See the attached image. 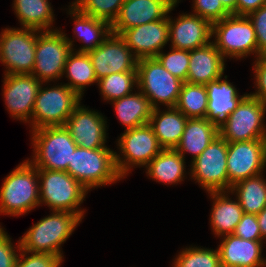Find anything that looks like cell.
I'll use <instances>...</instances> for the list:
<instances>
[{
	"mask_svg": "<svg viewBox=\"0 0 266 267\" xmlns=\"http://www.w3.org/2000/svg\"><path fill=\"white\" fill-rule=\"evenodd\" d=\"M81 218L68 211H52L51 215L39 220L20 238L21 250L49 253L60 256V246L70 237Z\"/></svg>",
	"mask_w": 266,
	"mask_h": 267,
	"instance_id": "obj_1",
	"label": "cell"
},
{
	"mask_svg": "<svg viewBox=\"0 0 266 267\" xmlns=\"http://www.w3.org/2000/svg\"><path fill=\"white\" fill-rule=\"evenodd\" d=\"M38 169L29 159L4 179L0 189V213L23 215L40 205Z\"/></svg>",
	"mask_w": 266,
	"mask_h": 267,
	"instance_id": "obj_2",
	"label": "cell"
},
{
	"mask_svg": "<svg viewBox=\"0 0 266 267\" xmlns=\"http://www.w3.org/2000/svg\"><path fill=\"white\" fill-rule=\"evenodd\" d=\"M115 153L109 148L86 149L77 146L66 171L89 191L109 185L122 178L115 164Z\"/></svg>",
	"mask_w": 266,
	"mask_h": 267,
	"instance_id": "obj_3",
	"label": "cell"
},
{
	"mask_svg": "<svg viewBox=\"0 0 266 267\" xmlns=\"http://www.w3.org/2000/svg\"><path fill=\"white\" fill-rule=\"evenodd\" d=\"M40 204L51 211H68L83 219L84 210L78 209L88 190L67 171L38 169Z\"/></svg>",
	"mask_w": 266,
	"mask_h": 267,
	"instance_id": "obj_4",
	"label": "cell"
},
{
	"mask_svg": "<svg viewBox=\"0 0 266 267\" xmlns=\"http://www.w3.org/2000/svg\"><path fill=\"white\" fill-rule=\"evenodd\" d=\"M33 160L37 169L66 171L77 145L65 126L32 130Z\"/></svg>",
	"mask_w": 266,
	"mask_h": 267,
	"instance_id": "obj_5",
	"label": "cell"
},
{
	"mask_svg": "<svg viewBox=\"0 0 266 267\" xmlns=\"http://www.w3.org/2000/svg\"><path fill=\"white\" fill-rule=\"evenodd\" d=\"M265 112L266 102L247 94L218 126L219 136L227 142L266 139Z\"/></svg>",
	"mask_w": 266,
	"mask_h": 267,
	"instance_id": "obj_6",
	"label": "cell"
},
{
	"mask_svg": "<svg viewBox=\"0 0 266 267\" xmlns=\"http://www.w3.org/2000/svg\"><path fill=\"white\" fill-rule=\"evenodd\" d=\"M137 89L148 99L153 109L159 103L175 107L183 81L167 71L156 57L142 58L137 62Z\"/></svg>",
	"mask_w": 266,
	"mask_h": 267,
	"instance_id": "obj_7",
	"label": "cell"
},
{
	"mask_svg": "<svg viewBox=\"0 0 266 267\" xmlns=\"http://www.w3.org/2000/svg\"><path fill=\"white\" fill-rule=\"evenodd\" d=\"M211 37H215L212 43L224 59L229 56L240 59L251 53L258 58L256 33L247 16L231 14L213 23Z\"/></svg>",
	"mask_w": 266,
	"mask_h": 267,
	"instance_id": "obj_8",
	"label": "cell"
},
{
	"mask_svg": "<svg viewBox=\"0 0 266 267\" xmlns=\"http://www.w3.org/2000/svg\"><path fill=\"white\" fill-rule=\"evenodd\" d=\"M81 97L66 84L50 88L40 86L30 120L32 130L64 126L80 103Z\"/></svg>",
	"mask_w": 266,
	"mask_h": 267,
	"instance_id": "obj_9",
	"label": "cell"
},
{
	"mask_svg": "<svg viewBox=\"0 0 266 267\" xmlns=\"http://www.w3.org/2000/svg\"><path fill=\"white\" fill-rule=\"evenodd\" d=\"M73 40L58 29L40 31L37 35L35 65L31 75L42 83L63 76L69 53L74 49Z\"/></svg>",
	"mask_w": 266,
	"mask_h": 267,
	"instance_id": "obj_10",
	"label": "cell"
},
{
	"mask_svg": "<svg viewBox=\"0 0 266 267\" xmlns=\"http://www.w3.org/2000/svg\"><path fill=\"white\" fill-rule=\"evenodd\" d=\"M32 28H6L0 34V61L5 75L31 74L35 65L37 35Z\"/></svg>",
	"mask_w": 266,
	"mask_h": 267,
	"instance_id": "obj_11",
	"label": "cell"
},
{
	"mask_svg": "<svg viewBox=\"0 0 266 267\" xmlns=\"http://www.w3.org/2000/svg\"><path fill=\"white\" fill-rule=\"evenodd\" d=\"M118 146L123 158L115 153V164L122 179L134 165L146 167L163 149L149 124L125 130Z\"/></svg>",
	"mask_w": 266,
	"mask_h": 267,
	"instance_id": "obj_12",
	"label": "cell"
},
{
	"mask_svg": "<svg viewBox=\"0 0 266 267\" xmlns=\"http://www.w3.org/2000/svg\"><path fill=\"white\" fill-rule=\"evenodd\" d=\"M227 152L228 142L218 136L191 161V178L207 192L225 190L229 192Z\"/></svg>",
	"mask_w": 266,
	"mask_h": 267,
	"instance_id": "obj_13",
	"label": "cell"
},
{
	"mask_svg": "<svg viewBox=\"0 0 266 267\" xmlns=\"http://www.w3.org/2000/svg\"><path fill=\"white\" fill-rule=\"evenodd\" d=\"M229 191L239 181L263 174L266 166V139L228 142Z\"/></svg>",
	"mask_w": 266,
	"mask_h": 267,
	"instance_id": "obj_14",
	"label": "cell"
},
{
	"mask_svg": "<svg viewBox=\"0 0 266 267\" xmlns=\"http://www.w3.org/2000/svg\"><path fill=\"white\" fill-rule=\"evenodd\" d=\"M88 54L97 80L110 74L137 72L138 59L118 34L111 32L100 46Z\"/></svg>",
	"mask_w": 266,
	"mask_h": 267,
	"instance_id": "obj_15",
	"label": "cell"
},
{
	"mask_svg": "<svg viewBox=\"0 0 266 267\" xmlns=\"http://www.w3.org/2000/svg\"><path fill=\"white\" fill-rule=\"evenodd\" d=\"M41 85L43 83L31 74L4 76V101L12 117L24 122L30 121L35 99Z\"/></svg>",
	"mask_w": 266,
	"mask_h": 267,
	"instance_id": "obj_16",
	"label": "cell"
},
{
	"mask_svg": "<svg viewBox=\"0 0 266 267\" xmlns=\"http://www.w3.org/2000/svg\"><path fill=\"white\" fill-rule=\"evenodd\" d=\"M119 36L138 60L156 57L169 41L168 17L123 30Z\"/></svg>",
	"mask_w": 266,
	"mask_h": 267,
	"instance_id": "obj_17",
	"label": "cell"
},
{
	"mask_svg": "<svg viewBox=\"0 0 266 267\" xmlns=\"http://www.w3.org/2000/svg\"><path fill=\"white\" fill-rule=\"evenodd\" d=\"M178 2L179 0H125L111 24V32L119 35L123 30L163 19Z\"/></svg>",
	"mask_w": 266,
	"mask_h": 267,
	"instance_id": "obj_18",
	"label": "cell"
},
{
	"mask_svg": "<svg viewBox=\"0 0 266 267\" xmlns=\"http://www.w3.org/2000/svg\"><path fill=\"white\" fill-rule=\"evenodd\" d=\"M106 120L96 111H91L80 103L68 117L65 128L77 146L86 149L107 148Z\"/></svg>",
	"mask_w": 266,
	"mask_h": 267,
	"instance_id": "obj_19",
	"label": "cell"
},
{
	"mask_svg": "<svg viewBox=\"0 0 266 267\" xmlns=\"http://www.w3.org/2000/svg\"><path fill=\"white\" fill-rule=\"evenodd\" d=\"M168 21L173 48L191 51L211 42L212 24L196 14H180L176 20L168 16Z\"/></svg>",
	"mask_w": 266,
	"mask_h": 267,
	"instance_id": "obj_20",
	"label": "cell"
},
{
	"mask_svg": "<svg viewBox=\"0 0 266 267\" xmlns=\"http://www.w3.org/2000/svg\"><path fill=\"white\" fill-rule=\"evenodd\" d=\"M219 251L221 266L224 267H264L266 259L262 254V242L246 240L234 234L221 237ZM224 238V239H223Z\"/></svg>",
	"mask_w": 266,
	"mask_h": 267,
	"instance_id": "obj_21",
	"label": "cell"
},
{
	"mask_svg": "<svg viewBox=\"0 0 266 267\" xmlns=\"http://www.w3.org/2000/svg\"><path fill=\"white\" fill-rule=\"evenodd\" d=\"M224 58L212 42L190 51L187 81L192 84L206 85L223 76Z\"/></svg>",
	"mask_w": 266,
	"mask_h": 267,
	"instance_id": "obj_22",
	"label": "cell"
},
{
	"mask_svg": "<svg viewBox=\"0 0 266 267\" xmlns=\"http://www.w3.org/2000/svg\"><path fill=\"white\" fill-rule=\"evenodd\" d=\"M207 83L208 108L206 119L219 126L247 95L239 96L235 86L227 81V75Z\"/></svg>",
	"mask_w": 266,
	"mask_h": 267,
	"instance_id": "obj_23",
	"label": "cell"
},
{
	"mask_svg": "<svg viewBox=\"0 0 266 267\" xmlns=\"http://www.w3.org/2000/svg\"><path fill=\"white\" fill-rule=\"evenodd\" d=\"M187 120L176 107H168L164 112L158 107L152 110L148 124L163 149H175L181 140Z\"/></svg>",
	"mask_w": 266,
	"mask_h": 267,
	"instance_id": "obj_24",
	"label": "cell"
},
{
	"mask_svg": "<svg viewBox=\"0 0 266 267\" xmlns=\"http://www.w3.org/2000/svg\"><path fill=\"white\" fill-rule=\"evenodd\" d=\"M218 136L216 124L206 118H190L186 122L183 135L175 150L184 158V154L189 152L194 160Z\"/></svg>",
	"mask_w": 266,
	"mask_h": 267,
	"instance_id": "obj_25",
	"label": "cell"
},
{
	"mask_svg": "<svg viewBox=\"0 0 266 267\" xmlns=\"http://www.w3.org/2000/svg\"><path fill=\"white\" fill-rule=\"evenodd\" d=\"M214 200L211 209V228L217 237L233 234L236 226L242 219L244 211L240 203L231 200L228 191L208 192Z\"/></svg>",
	"mask_w": 266,
	"mask_h": 267,
	"instance_id": "obj_26",
	"label": "cell"
},
{
	"mask_svg": "<svg viewBox=\"0 0 266 267\" xmlns=\"http://www.w3.org/2000/svg\"><path fill=\"white\" fill-rule=\"evenodd\" d=\"M69 14L74 19V34L77 33L78 40L85 43L77 52L95 50L111 34V24L105 20L83 14L73 5L69 8Z\"/></svg>",
	"mask_w": 266,
	"mask_h": 267,
	"instance_id": "obj_27",
	"label": "cell"
},
{
	"mask_svg": "<svg viewBox=\"0 0 266 267\" xmlns=\"http://www.w3.org/2000/svg\"><path fill=\"white\" fill-rule=\"evenodd\" d=\"M112 101L117 118L126 130L148 124L152 114L149 99L140 91Z\"/></svg>",
	"mask_w": 266,
	"mask_h": 267,
	"instance_id": "obj_28",
	"label": "cell"
},
{
	"mask_svg": "<svg viewBox=\"0 0 266 267\" xmlns=\"http://www.w3.org/2000/svg\"><path fill=\"white\" fill-rule=\"evenodd\" d=\"M184 157L175 149H162L146 166L147 175L152 179L165 183L175 184L183 181L185 173Z\"/></svg>",
	"mask_w": 266,
	"mask_h": 267,
	"instance_id": "obj_29",
	"label": "cell"
},
{
	"mask_svg": "<svg viewBox=\"0 0 266 267\" xmlns=\"http://www.w3.org/2000/svg\"><path fill=\"white\" fill-rule=\"evenodd\" d=\"M48 0H14L13 8L21 28L50 31L54 11Z\"/></svg>",
	"mask_w": 266,
	"mask_h": 267,
	"instance_id": "obj_30",
	"label": "cell"
},
{
	"mask_svg": "<svg viewBox=\"0 0 266 267\" xmlns=\"http://www.w3.org/2000/svg\"><path fill=\"white\" fill-rule=\"evenodd\" d=\"M73 49L66 60L64 74L70 80L66 85L75 91L81 98L86 86L97 83V77L88 53L74 52Z\"/></svg>",
	"mask_w": 266,
	"mask_h": 267,
	"instance_id": "obj_31",
	"label": "cell"
},
{
	"mask_svg": "<svg viewBox=\"0 0 266 267\" xmlns=\"http://www.w3.org/2000/svg\"><path fill=\"white\" fill-rule=\"evenodd\" d=\"M229 192L236 194L244 213L257 215L266 206V181L262 174L239 181Z\"/></svg>",
	"mask_w": 266,
	"mask_h": 267,
	"instance_id": "obj_32",
	"label": "cell"
},
{
	"mask_svg": "<svg viewBox=\"0 0 266 267\" xmlns=\"http://www.w3.org/2000/svg\"><path fill=\"white\" fill-rule=\"evenodd\" d=\"M175 107L188 119L206 118L208 108L206 86L184 82Z\"/></svg>",
	"mask_w": 266,
	"mask_h": 267,
	"instance_id": "obj_33",
	"label": "cell"
},
{
	"mask_svg": "<svg viewBox=\"0 0 266 267\" xmlns=\"http://www.w3.org/2000/svg\"><path fill=\"white\" fill-rule=\"evenodd\" d=\"M104 100L114 101L131 94L138 85L137 72H122L105 76L97 82Z\"/></svg>",
	"mask_w": 266,
	"mask_h": 267,
	"instance_id": "obj_34",
	"label": "cell"
},
{
	"mask_svg": "<svg viewBox=\"0 0 266 267\" xmlns=\"http://www.w3.org/2000/svg\"><path fill=\"white\" fill-rule=\"evenodd\" d=\"M173 267H220L218 249L189 247L175 258Z\"/></svg>",
	"mask_w": 266,
	"mask_h": 267,
	"instance_id": "obj_35",
	"label": "cell"
},
{
	"mask_svg": "<svg viewBox=\"0 0 266 267\" xmlns=\"http://www.w3.org/2000/svg\"><path fill=\"white\" fill-rule=\"evenodd\" d=\"M125 0H76L72 3L83 14L105 20L112 24Z\"/></svg>",
	"mask_w": 266,
	"mask_h": 267,
	"instance_id": "obj_36",
	"label": "cell"
},
{
	"mask_svg": "<svg viewBox=\"0 0 266 267\" xmlns=\"http://www.w3.org/2000/svg\"><path fill=\"white\" fill-rule=\"evenodd\" d=\"M168 54L162 51L156 56L162 66L176 78L183 82L187 81L188 67L190 61V51L171 47Z\"/></svg>",
	"mask_w": 266,
	"mask_h": 267,
	"instance_id": "obj_37",
	"label": "cell"
},
{
	"mask_svg": "<svg viewBox=\"0 0 266 267\" xmlns=\"http://www.w3.org/2000/svg\"><path fill=\"white\" fill-rule=\"evenodd\" d=\"M16 248L21 253L20 255L18 254L14 267H60L63 262V259L58 255L23 251L21 250L20 241H18ZM29 253H31V256L26 255H29Z\"/></svg>",
	"mask_w": 266,
	"mask_h": 267,
	"instance_id": "obj_38",
	"label": "cell"
},
{
	"mask_svg": "<svg viewBox=\"0 0 266 267\" xmlns=\"http://www.w3.org/2000/svg\"><path fill=\"white\" fill-rule=\"evenodd\" d=\"M194 14L208 20L211 24L230 16L220 0H194Z\"/></svg>",
	"mask_w": 266,
	"mask_h": 267,
	"instance_id": "obj_39",
	"label": "cell"
},
{
	"mask_svg": "<svg viewBox=\"0 0 266 267\" xmlns=\"http://www.w3.org/2000/svg\"><path fill=\"white\" fill-rule=\"evenodd\" d=\"M247 17L250 19L256 33L258 57L266 55V4L251 12Z\"/></svg>",
	"mask_w": 266,
	"mask_h": 267,
	"instance_id": "obj_40",
	"label": "cell"
},
{
	"mask_svg": "<svg viewBox=\"0 0 266 267\" xmlns=\"http://www.w3.org/2000/svg\"><path fill=\"white\" fill-rule=\"evenodd\" d=\"M234 235L246 240L263 241L260 228L257 222V216L244 213L242 219L236 226Z\"/></svg>",
	"mask_w": 266,
	"mask_h": 267,
	"instance_id": "obj_41",
	"label": "cell"
},
{
	"mask_svg": "<svg viewBox=\"0 0 266 267\" xmlns=\"http://www.w3.org/2000/svg\"><path fill=\"white\" fill-rule=\"evenodd\" d=\"M11 243L10 236L0 226V267H14L18 254Z\"/></svg>",
	"mask_w": 266,
	"mask_h": 267,
	"instance_id": "obj_42",
	"label": "cell"
},
{
	"mask_svg": "<svg viewBox=\"0 0 266 267\" xmlns=\"http://www.w3.org/2000/svg\"><path fill=\"white\" fill-rule=\"evenodd\" d=\"M254 64L255 83L258 90L249 94L266 102V55L259 56Z\"/></svg>",
	"mask_w": 266,
	"mask_h": 267,
	"instance_id": "obj_43",
	"label": "cell"
},
{
	"mask_svg": "<svg viewBox=\"0 0 266 267\" xmlns=\"http://www.w3.org/2000/svg\"><path fill=\"white\" fill-rule=\"evenodd\" d=\"M266 4V0H237V16H247Z\"/></svg>",
	"mask_w": 266,
	"mask_h": 267,
	"instance_id": "obj_44",
	"label": "cell"
},
{
	"mask_svg": "<svg viewBox=\"0 0 266 267\" xmlns=\"http://www.w3.org/2000/svg\"><path fill=\"white\" fill-rule=\"evenodd\" d=\"M256 216L261 236L266 239V206Z\"/></svg>",
	"mask_w": 266,
	"mask_h": 267,
	"instance_id": "obj_45",
	"label": "cell"
},
{
	"mask_svg": "<svg viewBox=\"0 0 266 267\" xmlns=\"http://www.w3.org/2000/svg\"><path fill=\"white\" fill-rule=\"evenodd\" d=\"M223 7L233 15L237 16V0H220Z\"/></svg>",
	"mask_w": 266,
	"mask_h": 267,
	"instance_id": "obj_46",
	"label": "cell"
}]
</instances>
